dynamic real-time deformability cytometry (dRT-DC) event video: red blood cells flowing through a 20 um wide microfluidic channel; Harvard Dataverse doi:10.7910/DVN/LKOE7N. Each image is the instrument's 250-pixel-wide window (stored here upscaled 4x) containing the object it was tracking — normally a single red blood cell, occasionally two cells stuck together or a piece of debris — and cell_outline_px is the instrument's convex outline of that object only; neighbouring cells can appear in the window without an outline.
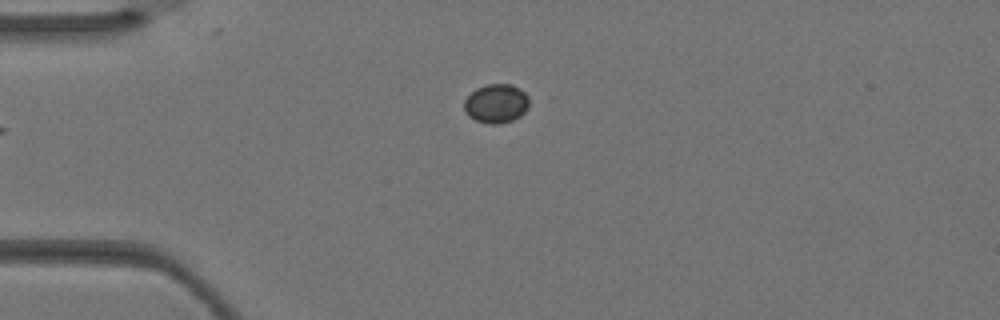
{"species": "Egyptian fruit bat (a non-hibernating species)", "species_latin": "Rousettus aegyptiacus", "temperature_condition": "warm", "stored_images_in_passage": 4, "camera_frame_rate_fps": 3000, "um_per_image_px": 0.085, "animal": {"sex": "female"}, "frame": {"image": 1, "passage_image": 4, "time_ms": 1.0, "image_size_px": [1000, 320], "cell_outline_px": [[528, 108], [520, 116], [512, 120], [500, 124], [488, 124], [476, 120], [468, 116], [464, 112], [464, 100], [476, 88], [488, 84], [512, 84], [520, 88], [528, 96]], "centroid_in_image_um": [42.17, 8.8], "position_along_channel_um": 42.8, "area_um2": 14.85}}